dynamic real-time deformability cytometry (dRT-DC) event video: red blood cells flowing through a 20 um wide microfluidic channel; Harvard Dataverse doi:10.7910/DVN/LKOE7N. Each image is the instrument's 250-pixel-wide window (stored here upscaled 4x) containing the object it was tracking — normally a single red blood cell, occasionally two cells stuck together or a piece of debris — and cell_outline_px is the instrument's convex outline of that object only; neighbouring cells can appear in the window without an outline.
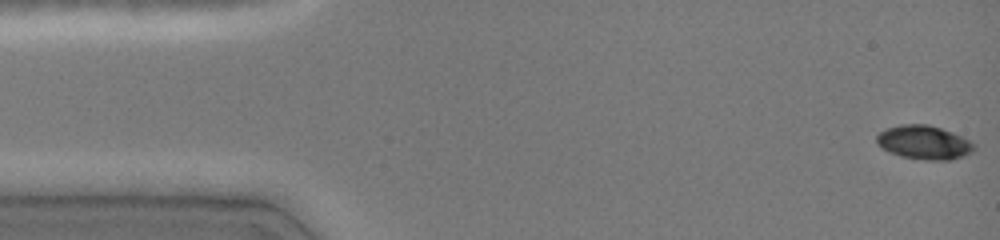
{"species": "common noctule bat (a hibernating species)", "species_latin": "Nyctalus noctula", "temperature_condition": "cold", "stored_images_in_passage": 56, "camera_frame_rate_fps": 3000, "um_per_image_px": 0.085, "animal": {"sex": "female", "body_mass_g": 19.0, "forearm_length_mm": 51.5}, "frame": {"image": 1, "passage_image": 1, "time_ms": 0.0, "image_size_px": [1000, 240], "cell_outline_px": [[976, 148], [972, 152], [964, 156], [952, 160], [928, 160], [900, 156], [888, 152], [876, 144], [876, 136], [880, 132], [888, 128], [900, 124], [928, 124], [952, 132], [976, 144]], "centroid_in_image_um": [78.54, 12.11], "position_along_channel_um": 6.5, "area_um2": 19.31}}
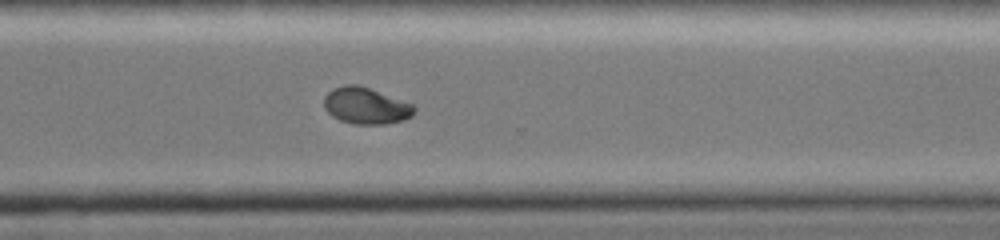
{"frame": {"image": 2, "passage_image": 40, "time_ms": 11.0, "image_size_px": [1000, 240], "cell_outline_px": [[416, 108], [412, 116], [404, 120], [384, 124], [356, 124], [340, 120], [332, 116], [324, 108], [324, 96], [332, 88], [344, 84], [356, 84], [368, 88], [412, 104]], "centroid_in_image_um": [31.07, 8.99], "position_along_channel_um": 339.5, "area_um2": 19.07}}
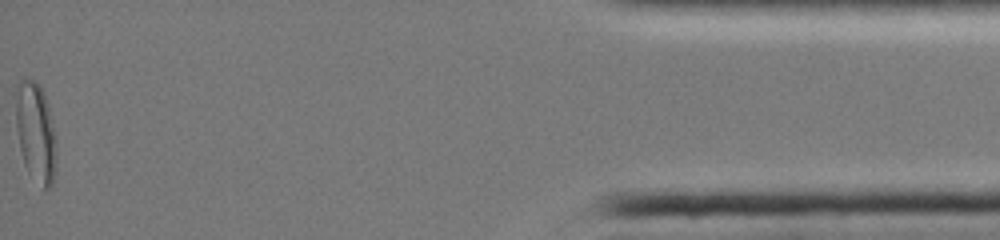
{"frame": {"image": 3, "passage_image": 56, "time_ms": 15.333, "image_size_px": [1000, 240], "cell_outline_px": [[56, 168], [52, 184], [48, 188], [44, 188], [28, 172], [24, 164], [20, 148], [16, 128], [12, 92], [16, 84], [24, 76], [36, 80], [48, 104], [56, 136]], "centroid_in_image_um": [2.99, 11.14], "position_along_channel_um": 432.2, "area_um2": 24.39}, "authors_computed_cell_mechanics": {"area_um2": 19.7098, "velocity_mm_per_s": 4.1221, "shape_relaxation_time_tau1_ms": null, "shape_relaxation_time_tau2_ms": 3.5008, "deformation_change_tau1": null, "deformation_change_tau2": 0.0422}}